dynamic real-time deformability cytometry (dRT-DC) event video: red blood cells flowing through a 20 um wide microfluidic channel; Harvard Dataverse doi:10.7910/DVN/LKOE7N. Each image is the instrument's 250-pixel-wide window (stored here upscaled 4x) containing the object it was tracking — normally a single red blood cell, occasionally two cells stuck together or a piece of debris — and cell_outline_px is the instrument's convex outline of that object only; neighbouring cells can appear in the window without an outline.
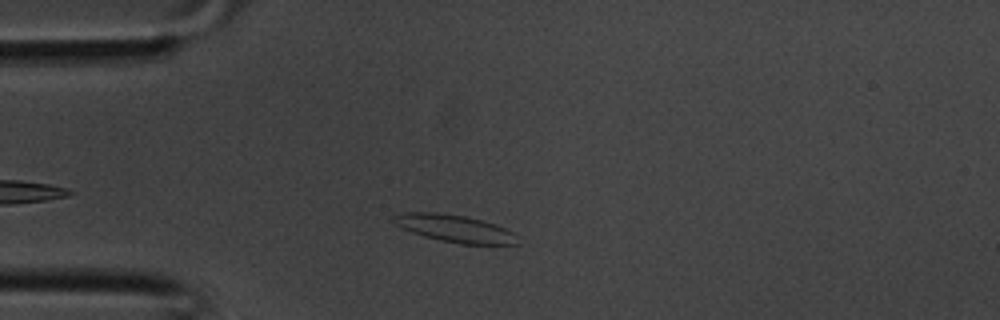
{"species": "common noctule bat (a hibernating species)", "species_latin": "Nyctalus noctula", "temperature_condition": "room temperature", "stored_images_in_passage": 26, "camera_frame_rate_fps": 3000, "um_per_image_px": 0.085, "animal": {"sex": "male", "body_mass_g": 20.1, "forearm_length_mm": 53.5}, "frame": {"image": 1, "passage_image": 5, "time_ms": 1.333, "image_size_px": [1000, 320], "cell_outline_px": [[520, 244], [460, 244], [440, 240], [424, 236], [412, 232], [396, 224], [388, 216], [400, 212], [436, 212], [464, 216], [496, 224], [512, 232], [516, 236]], "centroid_in_image_um": [38.6, 19.41], "position_along_channel_um": 46.4, "area_um2": 19.71}}
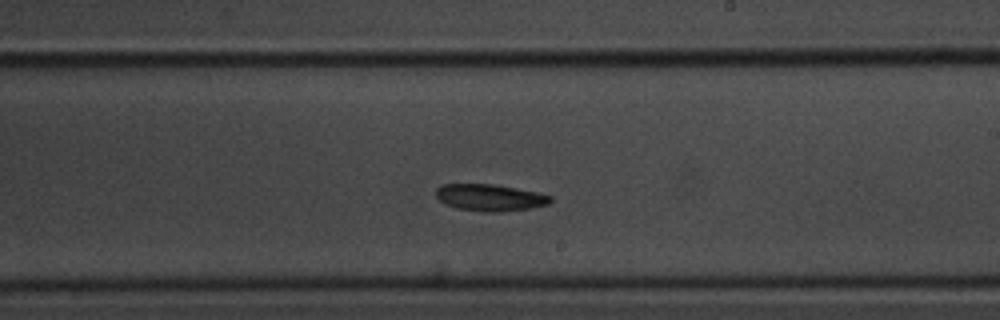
{"frame": {"image": 2, "passage_image": 17, "time_ms": 5.333, "image_size_px": [1000, 320], "cell_outline_px": [[552, 200], [548, 204], [532, 208], [500, 212], [484, 212], [456, 208], [440, 200], [436, 196], [436, 188], [440, 184], [492, 184], [540, 192], [552, 196]], "centroid_in_image_um": [41.67, 16.79], "position_along_channel_um": 247.3, "area_um2": 17.98}}
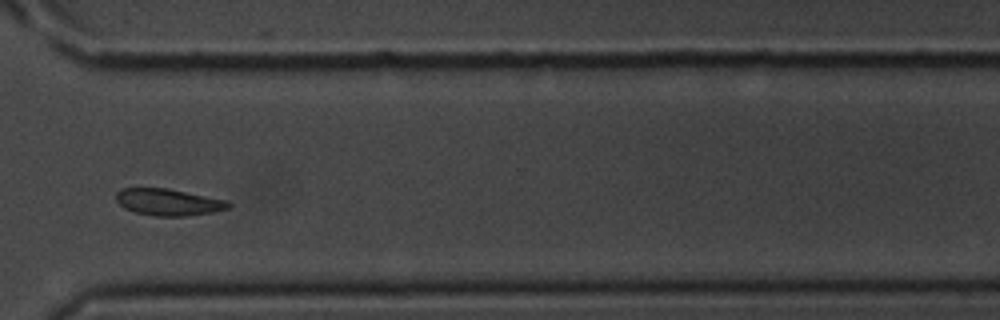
{"frame": {"image": 3, "passage_image": 23, "time_ms": 7.333, "image_size_px": [1000, 320], "cell_outline_px": [[232, 204], [228, 208], [212, 212], [184, 216], [156, 216], [136, 212], [124, 208], [116, 200], [116, 192], [120, 188], [168, 188], [228, 200]], "centroid_in_image_um": [14.31, 17.17], "position_along_channel_um": 356.3, "area_um2": 17.51}}